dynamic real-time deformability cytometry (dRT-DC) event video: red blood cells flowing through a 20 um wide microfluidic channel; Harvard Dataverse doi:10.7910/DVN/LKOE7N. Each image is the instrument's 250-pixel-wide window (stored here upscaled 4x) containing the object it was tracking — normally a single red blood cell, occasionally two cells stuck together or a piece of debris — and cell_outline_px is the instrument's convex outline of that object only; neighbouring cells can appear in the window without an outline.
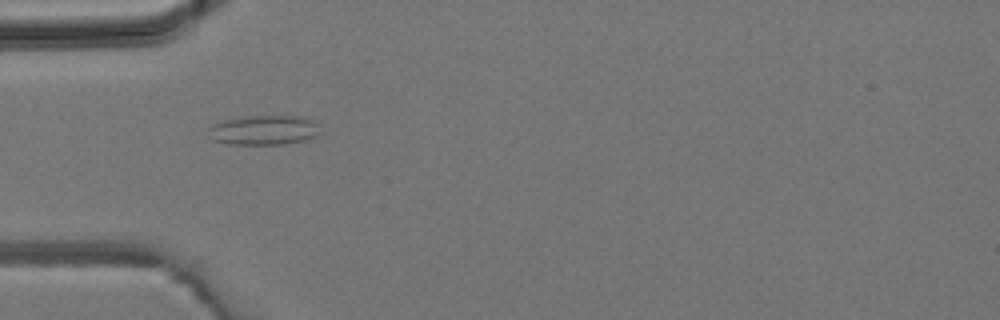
{"species": "common noctule bat (a hibernating species)", "species_latin": "Nyctalus noctula", "temperature_condition": "room temperature", "stored_images_in_passage": 2, "camera_frame_rate_fps": 3000, "um_per_image_px": 0.085, "animal": {"sex": "male", "body_mass_g": 19.2, "forearm_length_mm": 51.8}, "frame": {"image": 1, "passage_image": 1, "time_ms": 0.0, "image_size_px": [1000, 320], "cell_outline_px": [[316, 136], [304, 140], [284, 144], [228, 144], [212, 140], [208, 128], [224, 120], [248, 116], [304, 116], [312, 120], [316, 124]], "centroid_in_image_um": [22.4, 11.06], "position_along_channel_um": 62.6, "area_um2": 18.96}}